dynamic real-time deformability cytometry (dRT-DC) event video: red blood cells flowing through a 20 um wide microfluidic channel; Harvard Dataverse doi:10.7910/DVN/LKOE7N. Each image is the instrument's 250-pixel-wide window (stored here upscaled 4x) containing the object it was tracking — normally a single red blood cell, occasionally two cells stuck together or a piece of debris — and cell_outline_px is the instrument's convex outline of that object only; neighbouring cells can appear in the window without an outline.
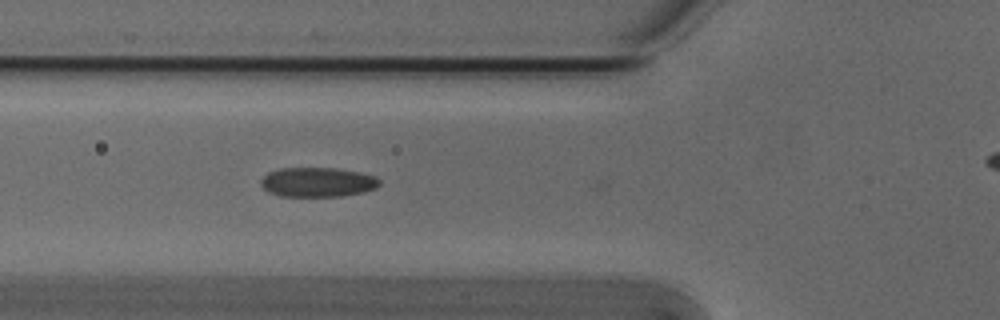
{"species": "Egyptian fruit bat (a non-hibernating species)", "species_latin": "Rousettus aegyptiacus", "temperature_condition": "cold", "stored_images_in_passage": 3, "camera_frame_rate_fps": 3000, "um_per_image_px": 0.085, "animal": {"sex": "male"}, "frame": {"image": 1, "passage_image": 2, "time_ms": 0.333, "image_size_px": [1000, 320], "cell_outline_px": [[380, 184], [376, 188], [364, 192], [340, 196], [280, 196], [268, 192], [260, 184], [260, 180], [268, 172], [280, 168], [336, 168], [360, 172], [376, 176], [380, 180]], "centroid_in_image_um": [27.0, 15.48], "position_along_channel_um": 98.8, "area_um2": 20.52}}